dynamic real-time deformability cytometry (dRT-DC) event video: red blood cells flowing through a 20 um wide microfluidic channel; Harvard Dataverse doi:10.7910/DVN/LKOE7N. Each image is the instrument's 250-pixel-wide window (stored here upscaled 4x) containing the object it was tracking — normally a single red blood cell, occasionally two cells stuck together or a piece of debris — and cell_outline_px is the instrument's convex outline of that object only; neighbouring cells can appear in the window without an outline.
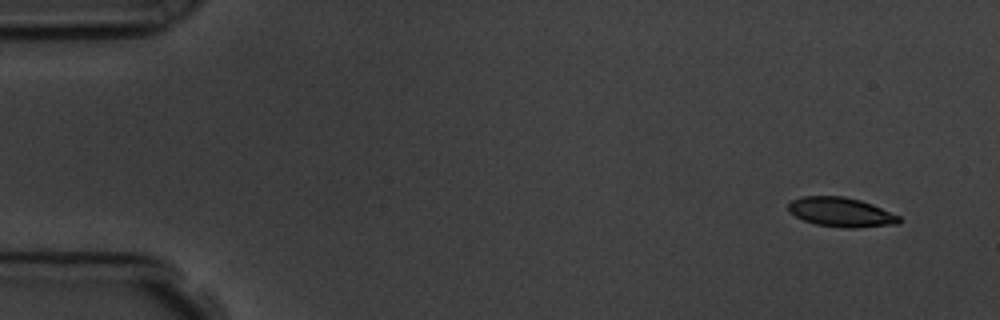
{"species": "common noctule bat (a hibernating species)", "species_latin": "Nyctalus noctula", "temperature_condition": "room temperature", "stored_images_in_passage": 11, "camera_frame_rate_fps": 3000, "um_per_image_px": 0.085, "animal": {"sex": "male", "body_mass_g": 19.5, "forearm_length_mm": 54.6}, "frame": {"image": 1, "passage_image": 1, "time_ms": 0.0, "image_size_px": [1000, 320], "cell_outline_px": [[900, 224], [856, 228], [844, 228], [816, 224], [804, 220], [788, 212], [788, 204], [792, 200], [804, 196], [844, 196], [860, 200], [872, 204], [900, 216]], "centroid_in_image_um": [71.5, 18.04], "position_along_channel_um": 13.5, "area_um2": 19.02}}
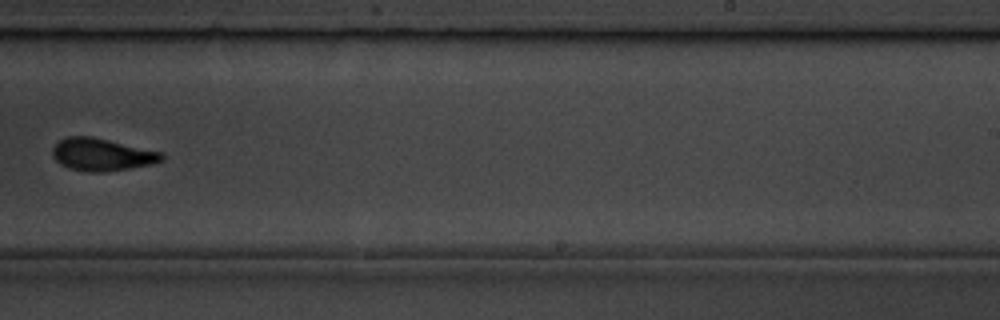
{"frame": {"image": 2, "passage_image": 10, "time_ms": 10.333, "image_size_px": [1000, 320], "cell_outline_px": [[164, 160], [152, 164], [104, 172], [88, 172], [68, 168], [60, 164], [52, 156], [52, 148], [64, 136], [92, 136], [164, 152]], "centroid_in_image_um": [8.66, 13.13], "position_along_channel_um": 280.3, "area_um2": 20.87}}
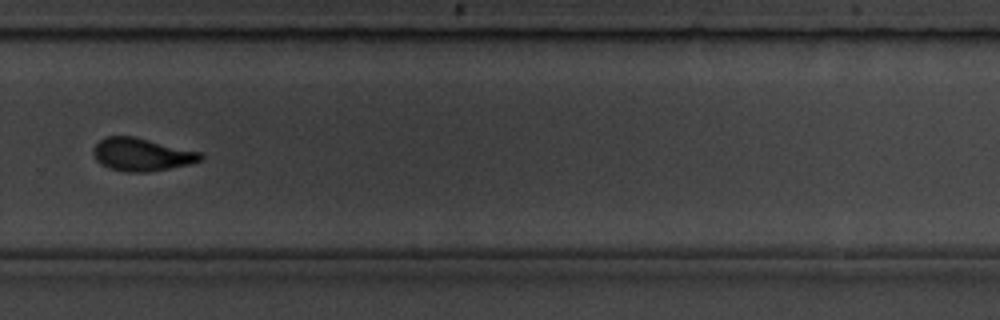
{"frame": {"image": 3, "passage_image": 11, "time_ms": 11.333, "image_size_px": [1000, 320], "cell_outline_px": [[204, 160], [188, 164], [148, 172], [124, 172], [108, 168], [100, 164], [96, 160], [92, 152], [92, 148], [104, 136], [132, 136], [200, 152], [204, 156]], "centroid_in_image_um": [12.0, 13.14], "position_along_channel_um": 317.8, "area_um2": 20.52}}